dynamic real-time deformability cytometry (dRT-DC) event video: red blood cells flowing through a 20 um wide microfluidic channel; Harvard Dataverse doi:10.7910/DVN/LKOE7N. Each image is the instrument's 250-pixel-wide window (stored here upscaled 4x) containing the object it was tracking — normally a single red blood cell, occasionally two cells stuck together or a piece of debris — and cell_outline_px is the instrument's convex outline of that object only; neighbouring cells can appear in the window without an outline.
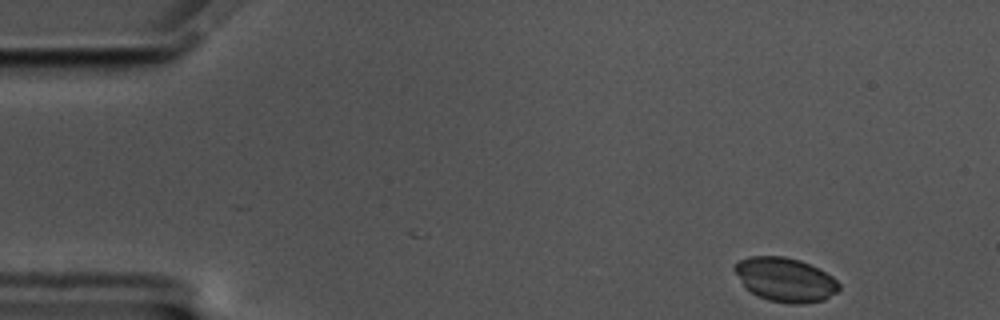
{"species": "common noctule bat (a hibernating species)", "species_latin": "Nyctalus noctula", "temperature_condition": "cold", "stored_images_in_passage": 2, "camera_frame_rate_fps": 3000, "um_per_image_px": 0.085, "animal": {"sex": "male", "body_mass_g": 17.5, "forearm_length_mm": 52.3}, "frame": {"image": 1, "passage_image": 2, "time_ms": 0.333, "image_size_px": [1000, 320], "cell_outline_px": [[840, 288], [836, 292], [824, 300], [804, 304], [788, 304], [768, 300], [756, 296], [744, 288], [732, 268], [740, 260], [752, 256], [784, 256], [800, 260], [832, 276], [840, 284]], "centroid_in_image_um": [66.71, 23.79], "position_along_channel_um": 18.3, "area_um2": 26.93}}